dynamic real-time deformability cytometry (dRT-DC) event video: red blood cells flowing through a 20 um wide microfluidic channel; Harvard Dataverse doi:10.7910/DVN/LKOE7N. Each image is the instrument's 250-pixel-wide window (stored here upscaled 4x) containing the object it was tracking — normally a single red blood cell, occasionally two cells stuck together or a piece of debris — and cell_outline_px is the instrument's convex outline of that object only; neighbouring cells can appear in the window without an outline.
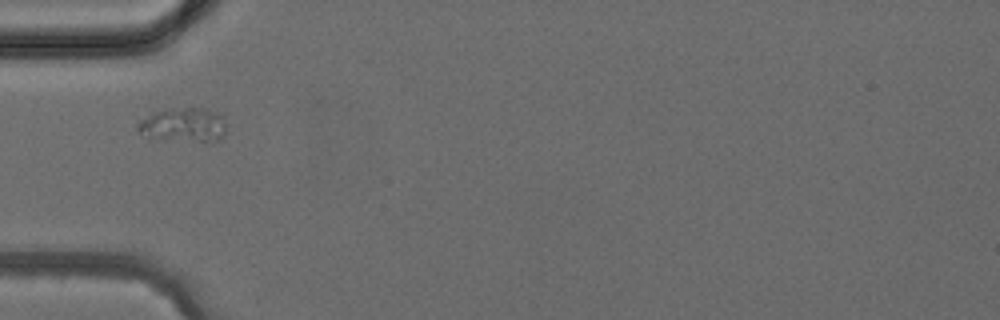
{"species": "common noctule bat (a hibernating species)", "species_latin": "Nyctalus noctula", "temperature_condition": "cold", "stored_images_in_passage": 1, "camera_frame_rate_fps": 3000, "um_per_image_px": 0.085, "animal": {"sex": "female", "body_mass_g": 24.6, "forearm_length_mm": 56.2}, "frame": {"image": 1, "passage_image": 1, "time_ms": 0.0, "image_size_px": [1000, 320], "cell_outline_px": [[228, 124], [224, 136], [220, 140], [160, 140], [136, 132], [136, 128], [140, 120], [152, 112], [184, 108], [204, 108], [220, 112], [224, 116]], "centroid_in_image_um": [15.64, 10.61], "position_along_channel_um": 69.4, "area_um2": 17.86}}